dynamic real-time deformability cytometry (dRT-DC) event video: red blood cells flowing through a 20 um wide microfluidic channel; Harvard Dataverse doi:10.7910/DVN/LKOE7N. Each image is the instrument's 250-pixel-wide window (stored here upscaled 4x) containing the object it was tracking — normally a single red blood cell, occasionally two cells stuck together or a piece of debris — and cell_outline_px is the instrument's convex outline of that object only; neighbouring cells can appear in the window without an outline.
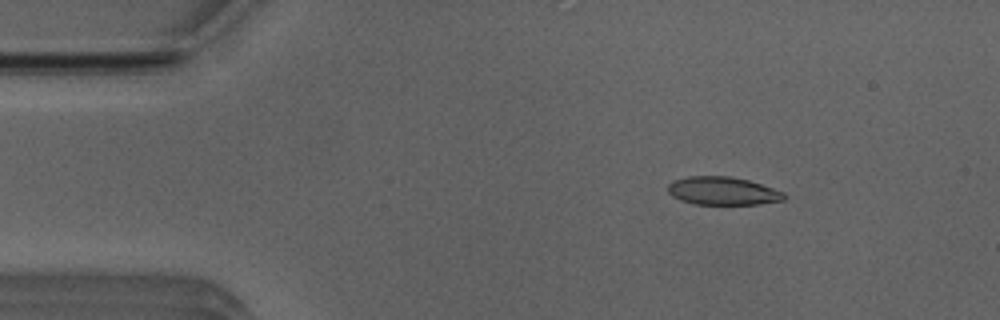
{"species": "Egyptian fruit bat (a non-hibernating species)", "species_latin": "Rousettus aegyptiacus", "temperature_condition": "room temperature", "stored_images_in_passage": 51, "camera_frame_rate_fps": 3000, "um_per_image_px": 0.085, "animal": {"sex": "male"}, "frame": {"image": 1, "passage_image": 7, "time_ms": 2.0, "image_size_px": [1000, 320], "cell_outline_px": [[784, 200], [760, 204], [696, 204], [680, 200], [672, 196], [668, 192], [668, 184], [672, 180], [688, 176], [728, 176], [748, 180], [784, 192]], "centroid_in_image_um": [61.39, 16.22], "position_along_channel_um": 23.6, "area_um2": 18.96}}
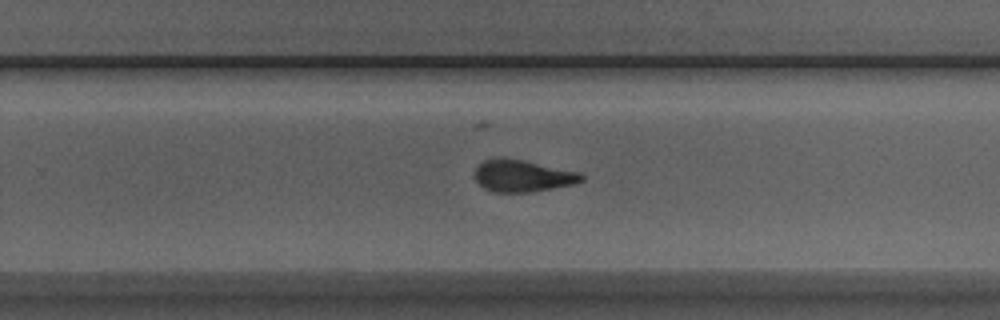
{"frame": {"image": 2, "passage_image": 32, "time_ms": 10.333, "image_size_px": [1000, 320], "cell_outline_px": [[584, 180], [572, 184], [552, 188], [528, 192], [492, 192], [484, 188], [472, 176], [472, 172], [476, 164], [484, 160], [524, 160], [580, 172], [584, 176]], "centroid_in_image_um": [44.38, 14.96], "position_along_channel_um": 285.4, "area_um2": 19.65}}
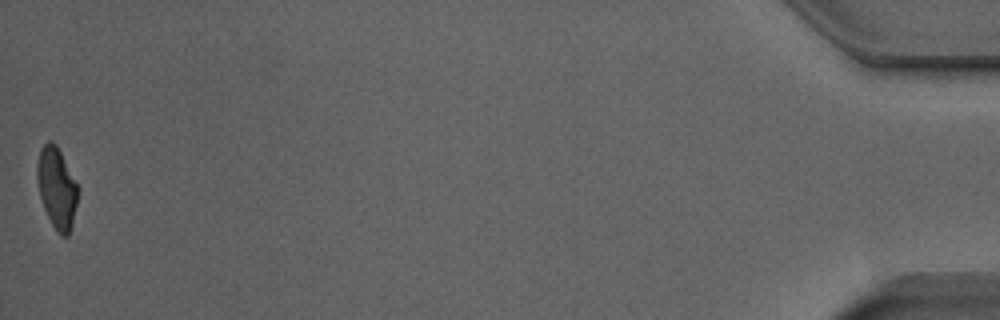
{"frame": {"image": 3, "passage_image": 51, "time_ms": 16.667, "image_size_px": [1000, 320], "cell_outline_px": [[80, 192], [72, 224], [68, 236], [60, 236], [56, 232], [44, 208], [40, 196], [36, 176], [36, 168], [40, 148], [48, 140], [52, 140], [56, 144], [80, 188]], "centroid_in_image_um": [4.84, 15.97], "position_along_channel_um": 430.4, "area_um2": 19.54}, "authors_computed_cell_mechanics": {"area_um2": 19.941, "velocity_mm_per_s": 3.9507, "shape_relaxation_time_tau1_ms": 5.4018, "shape_relaxation_time_tau2_ms": 2.2738, "deformation_change_tau1": 0.156, "deformation_change_tau2": 0.1007}}